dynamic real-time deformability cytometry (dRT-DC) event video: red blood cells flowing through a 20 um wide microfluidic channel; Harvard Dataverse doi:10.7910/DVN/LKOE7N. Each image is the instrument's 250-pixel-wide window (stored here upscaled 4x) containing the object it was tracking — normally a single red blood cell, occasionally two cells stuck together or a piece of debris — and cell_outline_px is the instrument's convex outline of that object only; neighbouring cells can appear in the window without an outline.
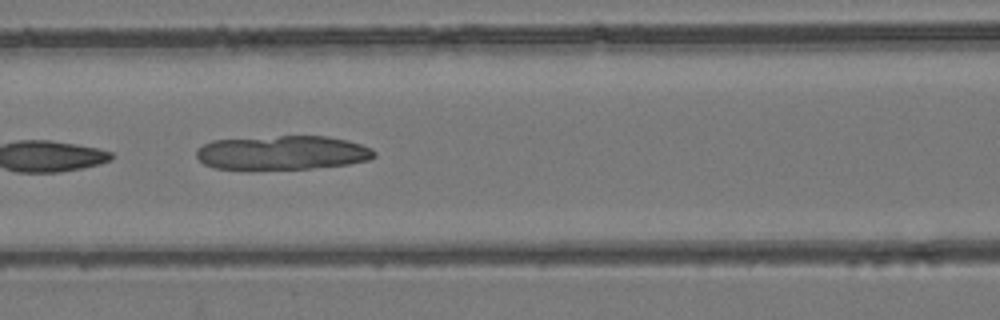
{"species": "common noctule bat (a hibernating species)", "species_latin": "Nyctalus noctula", "temperature_condition": "room temperature", "stored_images_in_passage": 7, "camera_frame_rate_fps": 3000, "um_per_image_px": 0.085, "animal": {"sex": "female", "body_mass_g": 24.6, "forearm_length_mm": 56.2}, "frame": {"image": 1, "passage_image": 6, "time_ms": 1.667, "image_size_px": [1000, 320], "cell_outline_px": [[376, 156], [368, 160], [348, 164], [312, 168], [212, 168], [204, 164], [196, 156], [196, 148], [212, 140], [280, 136], [328, 136], [348, 140], [372, 148], [376, 152]], "centroid_in_image_um": [24.02, 12.96], "position_along_channel_um": 142.6, "area_um2": 35.08}}
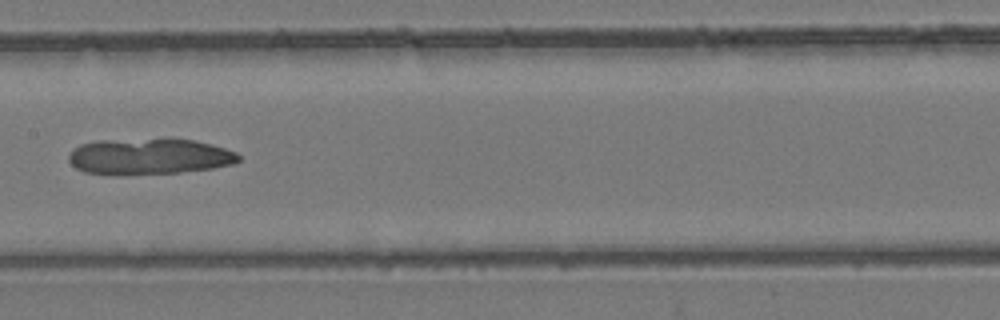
{"frame": {"image": 2, "passage_image": 7, "time_ms": 2.0, "image_size_px": [1000, 320], "cell_outline_px": [[240, 160], [232, 164], [212, 168], [180, 172], [116, 176], [84, 172], [76, 168], [68, 160], [68, 156], [80, 144], [100, 140], [192, 140], [212, 144], [236, 152], [240, 156]], "centroid_in_image_um": [12.66, 13.33], "position_along_channel_um": 194.7, "area_um2": 35.43}}